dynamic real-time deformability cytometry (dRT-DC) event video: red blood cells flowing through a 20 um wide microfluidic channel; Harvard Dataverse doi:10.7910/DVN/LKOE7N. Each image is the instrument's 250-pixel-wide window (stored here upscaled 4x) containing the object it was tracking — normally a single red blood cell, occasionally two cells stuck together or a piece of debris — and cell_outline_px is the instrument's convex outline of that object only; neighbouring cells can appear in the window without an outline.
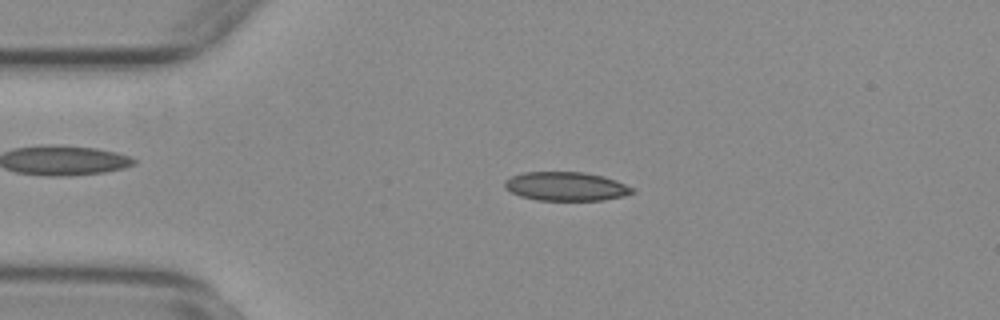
{"species": "common noctule bat (a hibernating species)", "species_latin": "Nyctalus noctula", "temperature_condition": "warm", "stored_images_in_passage": 53, "camera_frame_rate_fps": 3000, "um_per_image_px": 0.085, "animal": {"sex": "female", "body_mass_g": 29.2, "forearm_length_mm": 56.3}, "frame": {"image": 1, "passage_image": 10, "time_ms": 3.0, "image_size_px": [1000, 320], "cell_outline_px": [[636, 192], [624, 196], [604, 200], [536, 200], [520, 196], [504, 188], [504, 180], [512, 176], [524, 172], [584, 172], [604, 176], [616, 180], [636, 188]], "centroid_in_image_um": [48.15, 15.84], "position_along_channel_um": 36.9, "area_um2": 21.68}}
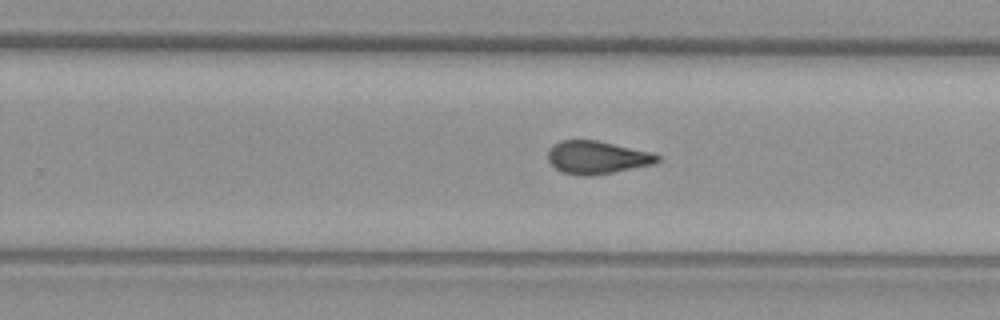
{"frame": {"image": 2, "passage_image": 32, "time_ms": 10.333, "image_size_px": [1000, 320], "cell_outline_px": [[660, 160], [656, 164], [592, 176], [576, 176], [564, 172], [556, 168], [548, 160], [548, 152], [552, 144], [560, 140], [596, 140], [652, 152], [660, 156]], "centroid_in_image_um": [50.76, 13.38], "position_along_channel_um": 279.0, "area_um2": 21.15}}
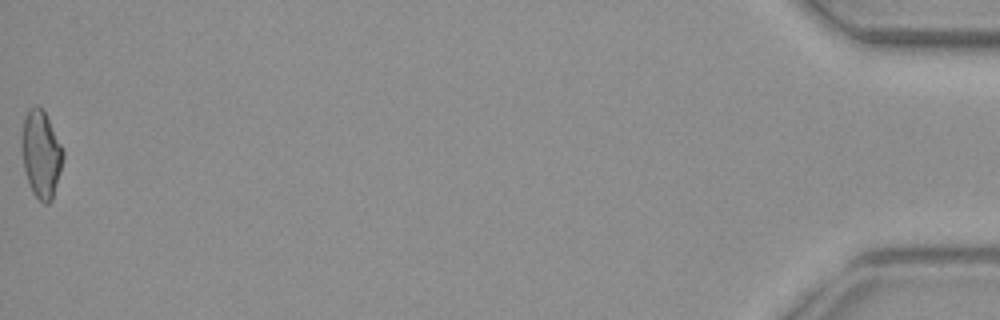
{"frame": {"image": 3, "passage_image": 53, "time_ms": 17.333, "image_size_px": [1000, 320], "cell_outline_px": [[64, 156], [60, 172], [52, 200], [48, 204], [44, 204], [32, 192], [28, 184], [24, 168], [24, 116], [28, 108], [36, 104], [44, 108], [64, 152]], "centroid_in_image_um": [3.53, 13.09], "position_along_channel_um": 431.7, "area_um2": 20.63}, "authors_computed_cell_mechanics": {"area_um2": 21.0392, "velocity_mm_per_s": 3.7454, "shape_relaxation_time_tau1_ms": null, "shape_relaxation_time_tau2_ms": 1.8679, "deformation_change_tau1": null, "deformation_change_tau2": 0.0755}}